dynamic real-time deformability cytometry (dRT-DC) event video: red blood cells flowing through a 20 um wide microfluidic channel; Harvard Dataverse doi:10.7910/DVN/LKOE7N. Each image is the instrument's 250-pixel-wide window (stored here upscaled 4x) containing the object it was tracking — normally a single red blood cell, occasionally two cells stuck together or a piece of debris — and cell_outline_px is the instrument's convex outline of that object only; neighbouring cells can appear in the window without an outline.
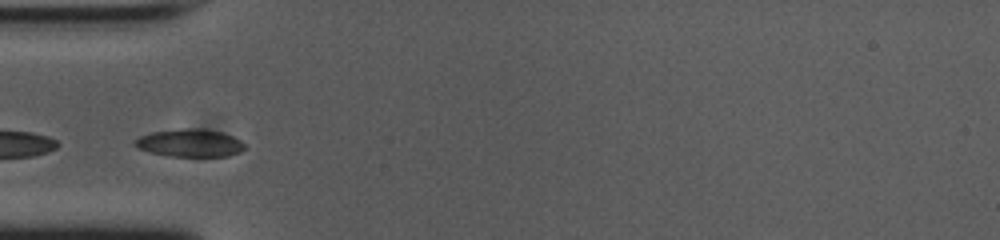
{"species": "common noctule bat (a hibernating species)", "species_latin": "Nyctalus noctula", "temperature_condition": "cold", "stored_images_in_passage": 34, "camera_frame_rate_fps": 3000, "um_per_image_px": 0.085, "animal": {"sex": "female", "body_mass_g": 23.0, "forearm_length_mm": 53.4}, "frame": {"image": 1, "passage_image": 1, "time_ms": 0.0, "image_size_px": [1000, 240], "cell_outline_px": [[244, 148], [240, 152], [228, 156], [168, 156], [136, 148], [132, 144], [140, 136], [152, 132], [184, 128], [200, 128], [220, 132], [232, 136], [240, 140], [244, 144]], "centroid_in_image_um": [16.12, 12.15], "position_along_channel_um": 68.9, "area_um2": 17.63}, "authors_computed_cell_mechanics": {"area_um2": 16.9065, "velocity_mm_per_s": 3.7094, "shape_relaxation_time_tau1_ms": null, "shape_relaxation_time_tau2_ms": 3.1385, "deformation_change_tau1": null, "deformation_change_tau2": 0.0808}}